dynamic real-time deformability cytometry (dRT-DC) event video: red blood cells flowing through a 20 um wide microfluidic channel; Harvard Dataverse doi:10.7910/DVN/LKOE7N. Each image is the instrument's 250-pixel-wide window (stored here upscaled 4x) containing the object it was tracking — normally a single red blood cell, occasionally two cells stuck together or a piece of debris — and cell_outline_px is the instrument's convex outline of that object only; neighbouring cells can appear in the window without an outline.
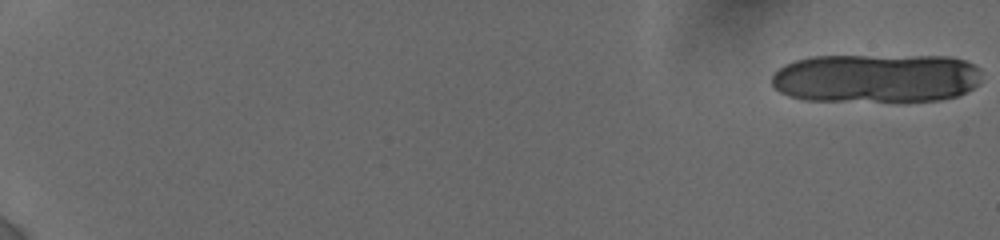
{"species": "human", "species_latin": "Homo sapiens", "temperature_condition": "cold", "stored_images_in_passage": 19, "camera_frame_rate_fps": 3000, "um_per_image_px": 0.085, "donor": {"sex": "female"}, "frame": {"image": 1, "passage_image": 1, "time_ms": 0.0, "image_size_px": [1000, 240], "cell_outline_px": [[980, 84], [956, 96], [940, 100], [904, 104], [900, 104], [804, 100], [788, 96], [780, 92], [772, 84], [772, 76], [784, 64], [796, 60], [812, 56], [952, 56], [964, 60], [980, 68]], "centroid_in_image_um": [74.5, 6.69], "position_along_channel_um": 10.5, "area_um2": 61.85}}